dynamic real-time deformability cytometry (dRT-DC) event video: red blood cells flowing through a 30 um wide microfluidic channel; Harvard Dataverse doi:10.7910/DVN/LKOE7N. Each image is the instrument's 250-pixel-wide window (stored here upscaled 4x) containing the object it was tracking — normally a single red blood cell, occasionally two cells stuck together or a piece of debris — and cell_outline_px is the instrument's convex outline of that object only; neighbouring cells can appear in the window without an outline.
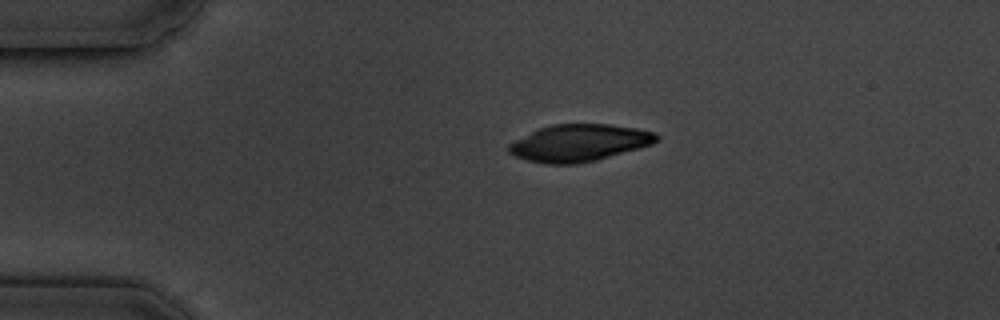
{"species": "common noctule bat (a hibernating species)", "species_latin": "Nyctalus noctula", "temperature_condition": "cold", "stored_images_in_passage": 2, "camera_frame_rate_fps": 3000, "um_per_image_px": 0.085, "animal": {"sex": "male", "body_mass_g": 19.5, "forearm_length_mm": 54.6}, "frame": {"image": 1, "passage_image": 1, "time_ms": 0.0, "image_size_px": [1000, 320], "cell_outline_px": [[660, 140], [652, 144], [640, 148], [596, 160], [576, 164], [544, 164], [528, 160], [516, 156], [508, 152], [508, 144], [540, 128], [552, 124], [608, 124], [636, 128], [652, 132], [660, 136]], "centroid_in_image_um": [49.25, 12.15], "position_along_channel_um": 35.7, "area_um2": 31.67}}